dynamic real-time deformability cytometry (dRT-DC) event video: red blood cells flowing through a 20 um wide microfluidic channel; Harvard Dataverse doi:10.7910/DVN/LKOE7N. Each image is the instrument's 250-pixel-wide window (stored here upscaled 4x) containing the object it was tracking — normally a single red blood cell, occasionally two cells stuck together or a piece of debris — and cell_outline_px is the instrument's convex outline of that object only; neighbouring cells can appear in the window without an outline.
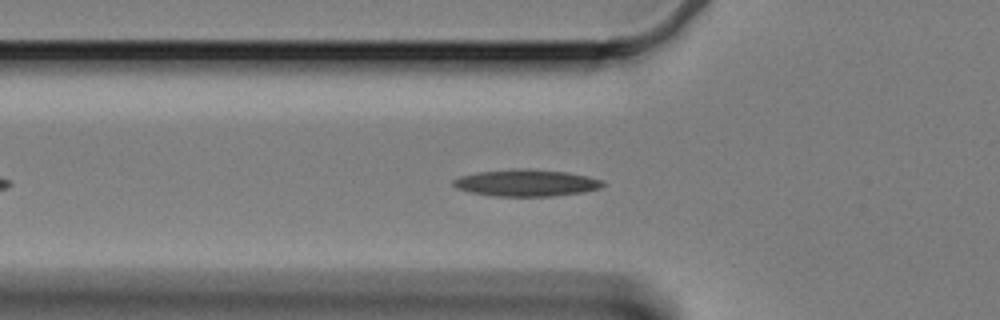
{"species": "Egyptian fruit bat (a non-hibernating species)", "species_latin": "Rousettus aegyptiacus", "temperature_condition": "cold", "stored_images_in_passage": 52, "camera_frame_rate_fps": 3000, "um_per_image_px": 0.085, "animal": {"sex": "female"}, "frame": {"image": 1, "passage_image": 11, "time_ms": 3.333, "image_size_px": [1000, 320], "cell_outline_px": [[604, 184], [600, 188], [584, 192], [552, 196], [492, 196], [472, 192], [456, 188], [452, 184], [452, 180], [460, 176], [476, 172], [528, 168], [568, 172], [588, 176], [600, 180]], "centroid_in_image_um": [44.72, 15.54], "position_along_channel_um": 81.1, "area_um2": 23.29}}
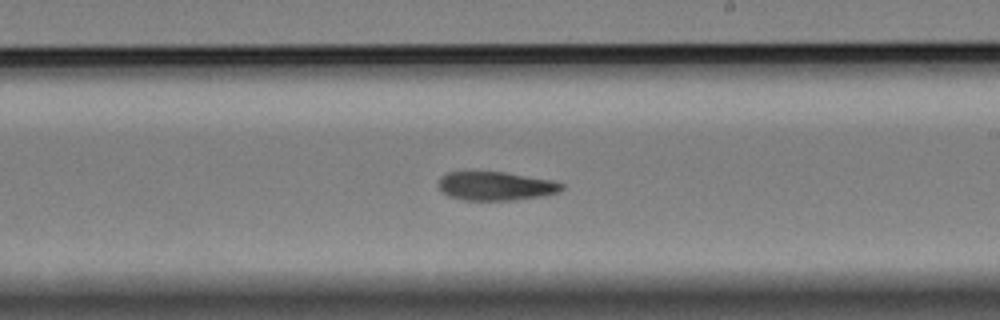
{"frame": {"image": 2, "passage_image": 26, "time_ms": 8.333, "image_size_px": [1000, 320], "cell_outline_px": [[564, 188], [560, 192], [544, 196], [512, 200], [464, 200], [448, 196], [440, 188], [440, 176], [444, 172], [504, 172], [552, 180], [564, 184]], "centroid_in_image_um": [42.17, 15.81], "position_along_channel_um": 246.8, "area_um2": 20.63}}
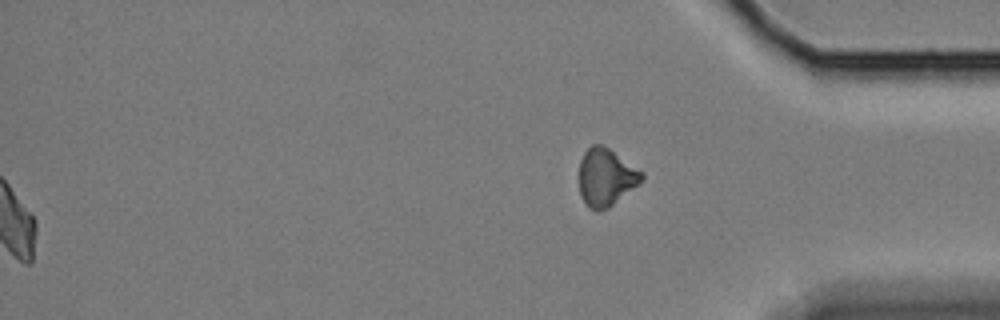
{"frame": {"image": 3, "passage_image": 52, "time_ms": 17.0, "image_size_px": [1000, 320], "cell_outline_px": [[644, 180], [608, 208], [596, 212], [588, 208], [580, 196], [576, 176], [580, 160], [584, 152], [592, 144], [600, 144], [608, 148], [644, 172]], "centroid_in_image_um": [51.45, 15.08], "position_along_channel_um": 383.7, "area_um2": 21.56}, "authors_computed_cell_mechanics": {"area_um2": 21.4438, "velocity_mm_per_s": 3.3071, "shape_relaxation_time_tau1_ms": null, "shape_relaxation_time_tau2_ms": 5.8038, "deformation_change_tau1": null, "deformation_change_tau2": 0.1226}}